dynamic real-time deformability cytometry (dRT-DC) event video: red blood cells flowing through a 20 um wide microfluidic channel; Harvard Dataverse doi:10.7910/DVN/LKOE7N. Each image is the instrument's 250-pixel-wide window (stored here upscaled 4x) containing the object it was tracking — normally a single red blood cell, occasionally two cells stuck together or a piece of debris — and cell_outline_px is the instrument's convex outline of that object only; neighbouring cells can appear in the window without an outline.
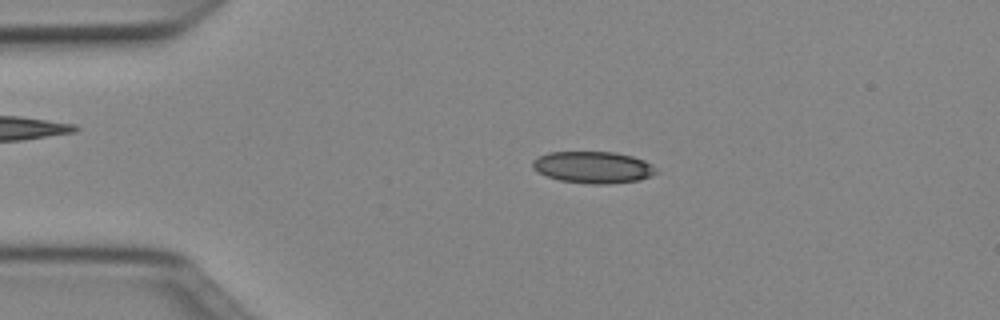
{"species": "Egyptian fruit bat (a non-hibernating species)", "species_latin": "Rousettus aegyptiacus", "temperature_condition": "cold", "stored_images_in_passage": 50, "camera_frame_rate_fps": 3000, "um_per_image_px": 0.085, "animal": {"sex": "female"}, "frame": {"image": 1, "passage_image": 10, "time_ms": 3.0, "image_size_px": [1000, 320], "cell_outline_px": [[660, 172], [652, 176], [640, 180], [608, 184], [588, 184], [560, 180], [536, 172], [532, 168], [532, 160], [548, 152], [616, 152], [632, 156], [644, 160]], "centroid_in_image_um": [50.42, 14.22], "position_along_channel_um": 34.6, "area_um2": 23.0}}
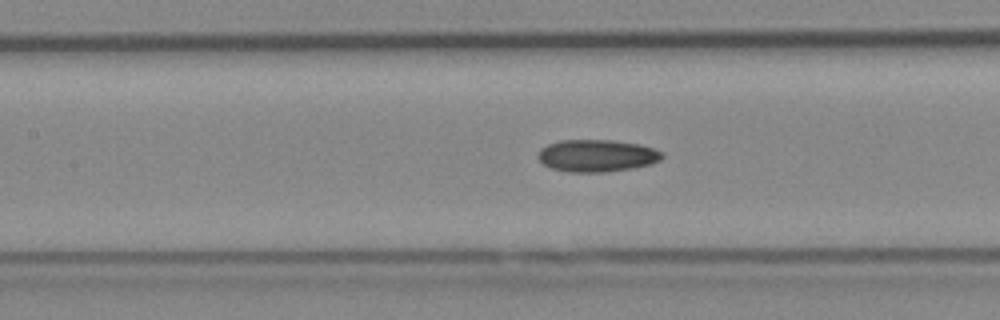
{"frame": {"image": 2, "passage_image": 22, "time_ms": 7.0, "image_size_px": [1000, 320], "cell_outline_px": [[664, 156], [660, 160], [652, 164], [632, 168], [604, 172], [568, 172], [552, 168], [544, 164], [536, 156], [540, 148], [548, 144], [560, 140], [612, 140], [640, 144], [664, 152]], "centroid_in_image_um": [50.74, 13.23], "position_along_channel_um": 156.7, "area_um2": 23.41}}
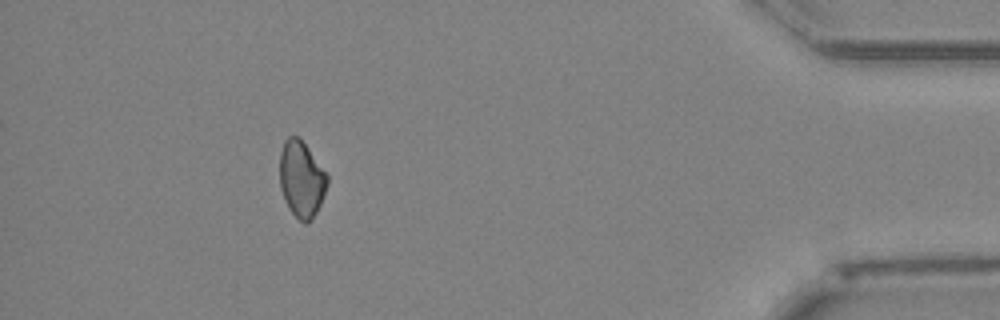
{"frame": {"image": 3, "passage_image": 45, "time_ms": 14.667, "image_size_px": [1000, 320], "cell_outline_px": [[328, 184], [320, 204], [316, 212], [308, 224], [304, 224], [288, 208], [284, 200], [280, 188], [280, 152], [284, 140], [288, 136], [300, 136], [328, 176]], "centroid_in_image_um": [25.61, 15.21], "position_along_channel_um": 409.6, "area_um2": 21.21}}